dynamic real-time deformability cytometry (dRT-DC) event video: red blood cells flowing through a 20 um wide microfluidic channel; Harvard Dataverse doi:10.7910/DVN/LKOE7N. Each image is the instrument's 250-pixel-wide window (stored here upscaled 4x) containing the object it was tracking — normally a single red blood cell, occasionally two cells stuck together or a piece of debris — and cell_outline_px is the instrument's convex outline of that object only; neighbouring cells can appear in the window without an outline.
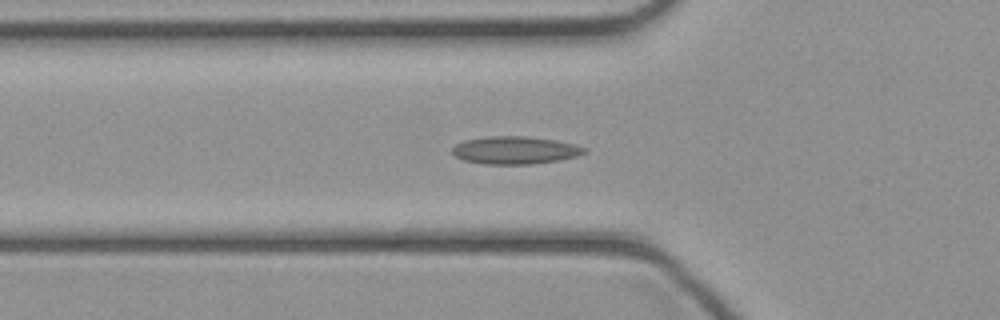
{"species": "common noctule bat (a hibernating species)", "species_latin": "Nyctalus noctula", "temperature_condition": "cold", "stored_images_in_passage": 44, "camera_frame_rate_fps": 3000, "um_per_image_px": 0.085, "animal": {"sex": "female", "body_mass_g": 21.9}, "frame": {"image": 1, "passage_image": 14, "time_ms": 4.333, "image_size_px": [1000, 320], "cell_outline_px": [[588, 152], [576, 156], [560, 160], [532, 164], [484, 164], [464, 160], [456, 156], [452, 152], [452, 148], [456, 144], [464, 140], [488, 136], [528, 136], [556, 140], [576, 144], [588, 148]], "centroid_in_image_um": [43.82, 12.76], "position_along_channel_um": 82.0, "area_um2": 21.5}}
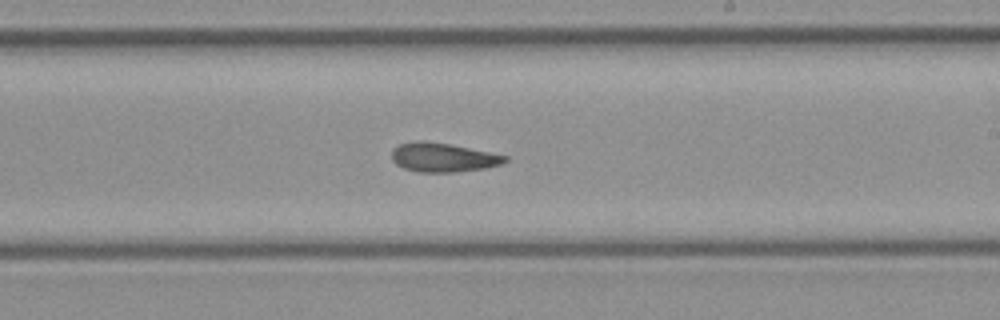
{"frame": {"image": 2, "passage_image": 25, "time_ms": 8.0, "image_size_px": [1000, 320], "cell_outline_px": [[508, 160], [500, 164], [484, 168], [456, 172], [416, 172], [404, 168], [396, 164], [392, 160], [392, 148], [400, 144], [416, 140], [424, 140], [452, 144], [508, 156]], "centroid_in_image_um": [37.62, 13.37], "position_along_channel_um": 251.4, "area_um2": 19.31}}
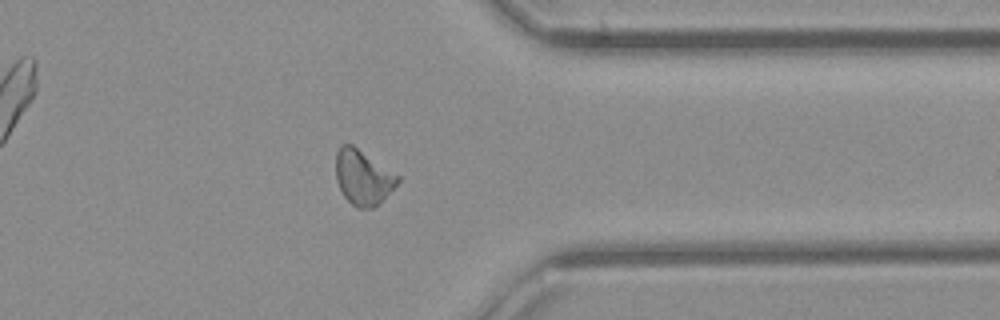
{"frame": {"image": 3, "passage_image": 34, "time_ms": 11.0, "image_size_px": [1000, 320], "cell_outline_px": [[400, 180], [372, 208], [356, 208], [344, 196], [336, 180], [336, 152], [340, 144], [352, 144], [400, 176]], "centroid_in_image_um": [30.82, 15.04], "position_along_channel_um": 380.6, "area_um2": 19.42}}